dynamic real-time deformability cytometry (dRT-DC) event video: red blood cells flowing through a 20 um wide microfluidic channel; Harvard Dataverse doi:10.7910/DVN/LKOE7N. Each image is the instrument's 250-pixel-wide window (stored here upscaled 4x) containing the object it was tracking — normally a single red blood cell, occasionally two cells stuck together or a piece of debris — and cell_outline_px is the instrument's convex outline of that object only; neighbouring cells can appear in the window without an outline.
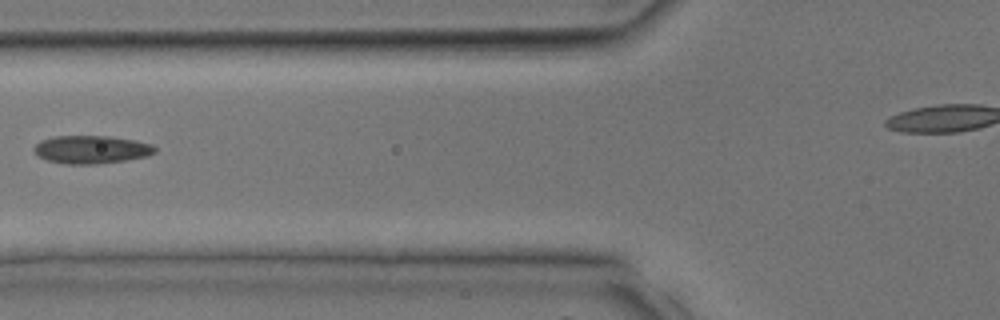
{"species": "common noctule bat (a hibernating species)", "species_latin": "Nyctalus noctula", "temperature_condition": "room temperature", "stored_images_in_passage": 31, "camera_frame_rate_fps": 3000, "um_per_image_px": 0.085, "animal": {"sex": "male", "body_mass_g": 17.9, "forearm_length_mm": 54.2}, "frame": {"image": 1, "passage_image": 14, "time_ms": 4.333, "image_size_px": [1000, 320], "cell_outline_px": [[156, 152], [148, 156], [124, 160], [96, 164], [64, 164], [48, 160], [40, 156], [32, 148], [40, 140], [52, 136], [108, 136], [136, 140], [152, 144], [156, 148]], "centroid_in_image_um": [7.78, 12.7], "position_along_channel_um": 118.0, "area_um2": 19.77}}
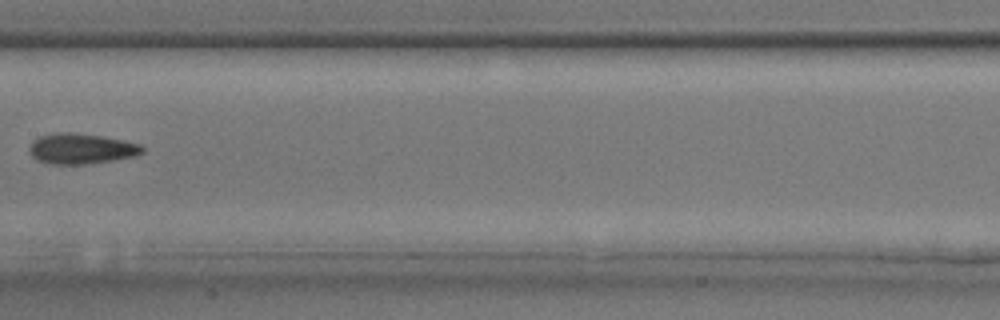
{"frame": {"image": 2, "passage_image": 18, "time_ms": 5.667, "image_size_px": [1000, 320], "cell_outline_px": [[144, 152], [136, 156], [88, 164], [52, 164], [36, 160], [28, 152], [28, 148], [32, 140], [40, 136], [60, 132], [72, 132], [100, 136], [124, 140], [140, 144], [144, 148]], "centroid_in_image_um": [6.88, 12.64], "position_along_channel_um": 200.5, "area_um2": 20.17}}